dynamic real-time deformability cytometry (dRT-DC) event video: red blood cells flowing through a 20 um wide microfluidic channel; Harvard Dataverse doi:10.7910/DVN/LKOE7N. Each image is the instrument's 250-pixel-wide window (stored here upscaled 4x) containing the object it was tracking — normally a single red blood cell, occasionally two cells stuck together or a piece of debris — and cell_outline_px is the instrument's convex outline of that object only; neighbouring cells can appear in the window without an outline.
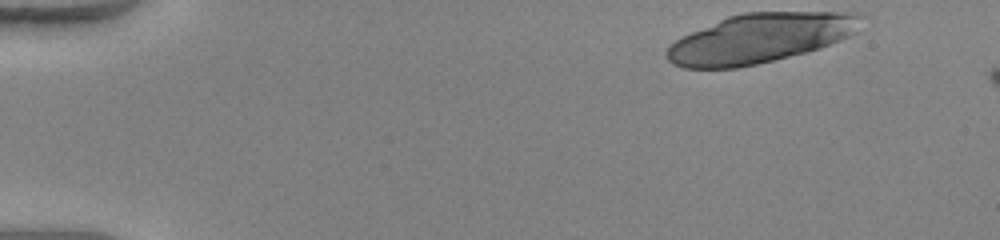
{"species": "human", "species_latin": "Homo sapiens", "temperature_condition": "warm", "stored_images_in_passage": 3, "camera_frame_rate_fps": 3000, "um_per_image_px": 0.085, "donor": {"sex": "female"}, "frame": {"image": 1, "passage_image": 1, "time_ms": 0.0, "image_size_px": [1000, 240], "cell_outline_px": [[860, 16], [856, 32], [840, 40], [820, 48], [756, 64], [736, 68], [684, 68], [672, 64], [668, 60], [664, 52], [676, 40], [692, 32], [728, 16], [744, 12], [860, 12]], "centroid_in_image_um": [64.58, 3.25], "position_along_channel_um": 20.4, "area_um2": 55.26}}